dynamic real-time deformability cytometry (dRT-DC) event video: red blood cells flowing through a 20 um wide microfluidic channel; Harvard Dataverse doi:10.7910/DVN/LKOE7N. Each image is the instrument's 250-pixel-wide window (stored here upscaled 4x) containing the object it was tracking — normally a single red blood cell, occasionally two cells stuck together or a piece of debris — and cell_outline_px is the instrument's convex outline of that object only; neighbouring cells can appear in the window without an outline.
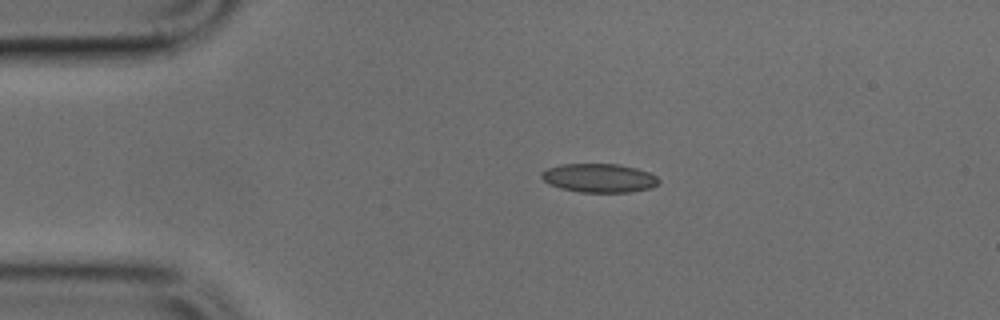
{"species": "common noctule bat (a hibernating species)", "species_latin": "Nyctalus noctula", "temperature_condition": "cold", "stored_images_in_passage": 2, "camera_frame_rate_fps": 3000, "um_per_image_px": 0.085, "animal": {"sex": "male", "body_mass_g": 17.9, "forearm_length_mm": 54.2}, "frame": {"image": 1, "passage_image": 1, "time_ms": 0.0, "image_size_px": [1000, 320], "cell_outline_px": [[660, 180], [652, 188], [632, 192], [580, 192], [560, 188], [544, 180], [540, 176], [540, 172], [548, 168], [560, 164], [616, 164], [636, 168], [648, 172], [656, 176]], "centroid_in_image_um": [50.93, 15.13], "position_along_channel_um": 34.1, "area_um2": 19.59}}